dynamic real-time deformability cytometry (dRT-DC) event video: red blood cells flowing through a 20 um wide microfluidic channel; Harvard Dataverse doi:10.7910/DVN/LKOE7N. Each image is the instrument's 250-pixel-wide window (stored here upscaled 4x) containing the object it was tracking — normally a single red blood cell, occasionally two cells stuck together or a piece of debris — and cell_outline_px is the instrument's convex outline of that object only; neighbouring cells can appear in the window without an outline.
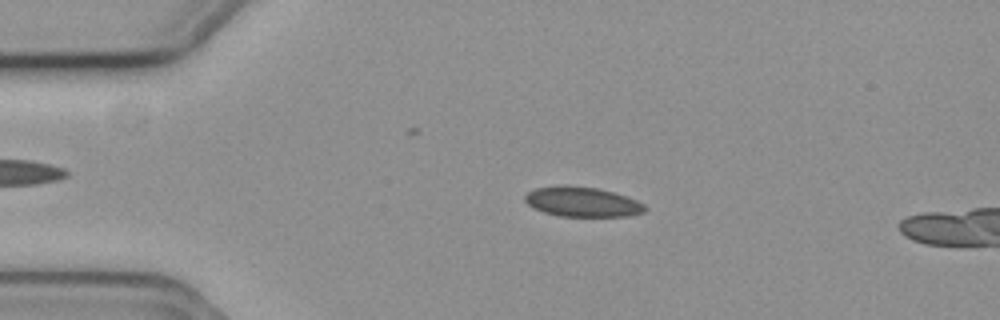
{"species": "common noctule bat (a hibernating species)", "species_latin": "Nyctalus noctula", "temperature_condition": "cold", "stored_images_in_passage": 47, "camera_frame_rate_fps": 3000, "um_per_image_px": 0.085, "animal": {"sex": "female", "body_mass_g": 19.3, "forearm_length_mm": 54.1}, "frame": {"image": 1, "passage_image": 4, "time_ms": 1.0, "image_size_px": [1000, 320], "cell_outline_px": [[648, 208], [644, 212], [628, 216], [560, 216], [544, 212], [528, 204], [524, 200], [524, 196], [528, 192], [536, 188], [564, 184], [596, 188], [612, 192], [636, 200], [644, 204]], "centroid_in_image_um": [49.49, 17.15], "position_along_channel_um": 35.5, "area_um2": 20.75}}
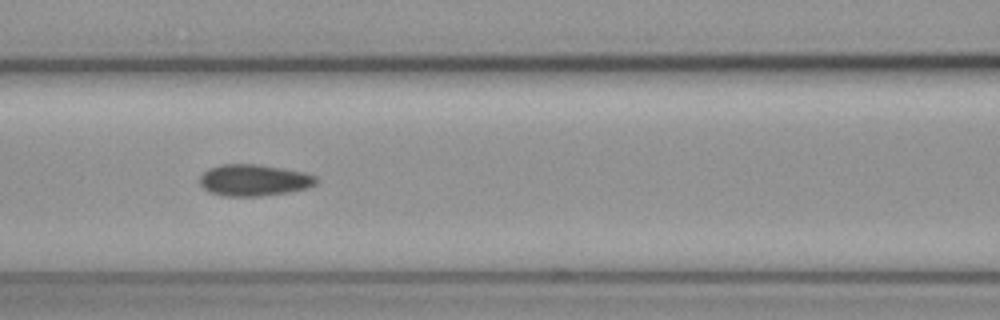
{"frame": {"image": 2, "passage_image": 16, "time_ms": 5.0, "image_size_px": [1000, 320], "cell_outline_px": [[320, 180], [316, 184], [308, 188], [288, 192], [260, 196], [224, 196], [208, 192], [200, 184], [200, 176], [208, 168], [220, 164], [256, 164], [304, 172], [316, 176]], "centroid_in_image_um": [21.59, 15.31], "position_along_channel_um": 145.0, "area_um2": 21.5}}
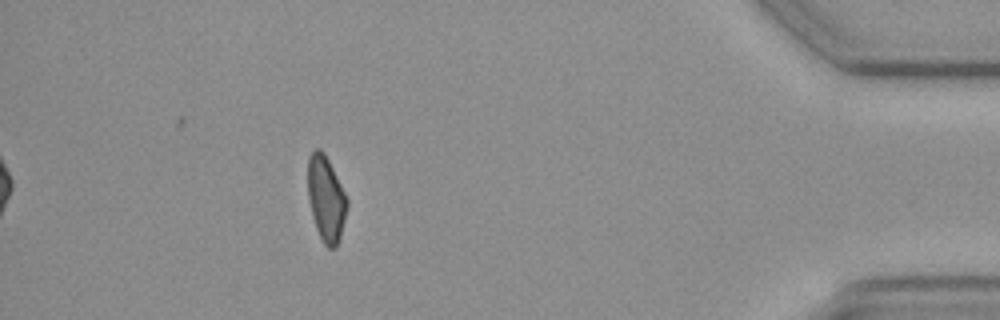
{"frame": {"image": 3, "passage_image": 42, "time_ms": 13.667, "image_size_px": [1000, 320], "cell_outline_px": [[348, 204], [340, 236], [336, 248], [328, 248], [320, 240], [312, 216], [308, 200], [308, 156], [316, 148], [320, 148], [324, 152], [348, 200]], "centroid_in_image_um": [27.69, 16.91], "position_along_channel_um": 407.5, "area_um2": 19.42}}